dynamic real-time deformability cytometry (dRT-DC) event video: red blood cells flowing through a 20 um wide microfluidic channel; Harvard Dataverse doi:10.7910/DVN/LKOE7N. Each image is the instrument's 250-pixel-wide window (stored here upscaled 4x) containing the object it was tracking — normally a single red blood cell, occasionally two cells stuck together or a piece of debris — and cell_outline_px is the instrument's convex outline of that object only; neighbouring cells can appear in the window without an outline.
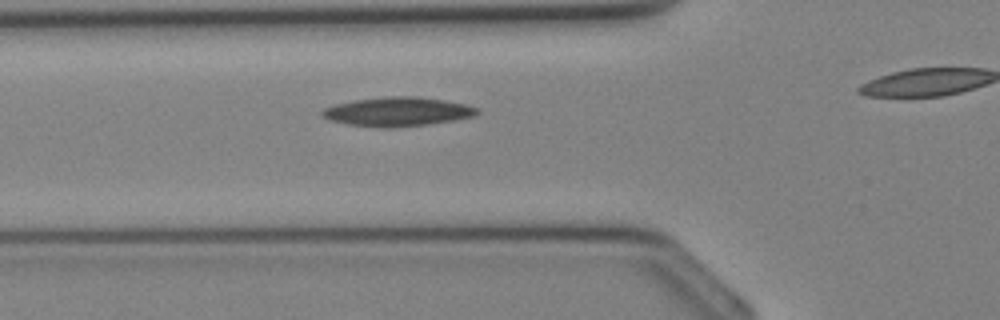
{"species": "Egyptian fruit bat (a non-hibernating species)", "species_latin": "Rousettus aegyptiacus", "temperature_condition": "cold", "stored_images_in_passage": 19, "camera_frame_rate_fps": 3000, "um_per_image_px": 0.085, "animal": {"sex": "female"}, "frame": {"image": 1, "passage_image": 3, "time_ms": 0.667, "image_size_px": [1000, 320], "cell_outline_px": [[480, 112], [472, 116], [456, 120], [428, 124], [396, 128], [376, 128], [348, 124], [328, 120], [320, 112], [324, 108], [336, 104], [356, 100], [388, 96], [416, 96], [444, 100], [464, 104], [480, 108]], "centroid_in_image_um": [33.8, 9.5], "position_along_channel_um": 92.0, "area_um2": 26.36}}
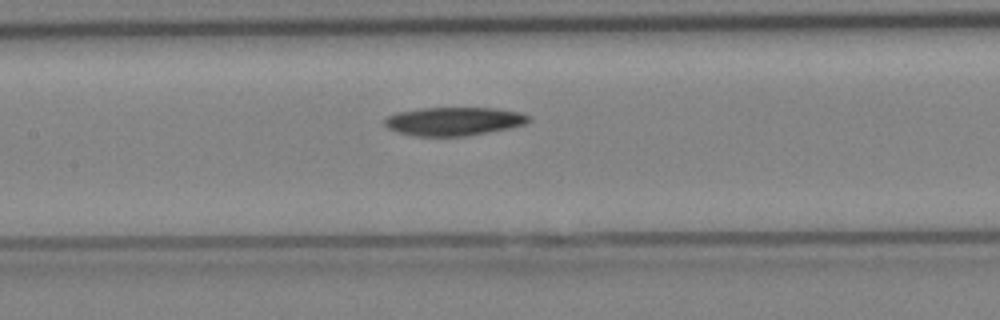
{"frame": {"image": 2, "passage_image": 7, "time_ms": 2.0, "image_size_px": [1000, 320], "cell_outline_px": [[532, 120], [524, 124], [508, 128], [468, 136], [416, 136], [396, 132], [388, 128], [384, 124], [384, 120], [388, 116], [396, 112], [424, 108], [496, 108], [520, 112], [528, 116]], "centroid_in_image_um": [38.56, 10.31], "position_along_channel_um": 168.8, "area_um2": 23.87}}
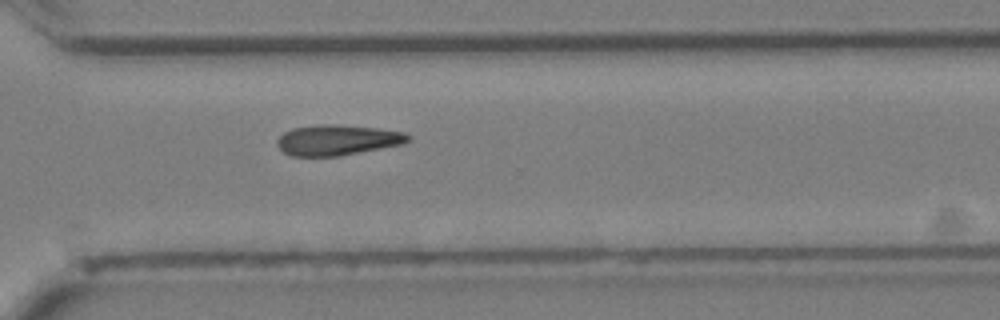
{"frame": {"image": 3, "passage_image": 16, "time_ms": 5.0, "image_size_px": [1000, 320], "cell_outline_px": [[408, 140], [404, 144], [340, 156], [292, 156], [284, 152], [276, 144], [276, 140], [284, 132], [292, 128], [320, 124], [336, 124], [376, 128], [404, 132], [408, 136]], "centroid_in_image_um": [28.65, 11.9], "position_along_channel_um": 342.0, "area_um2": 23.24}}